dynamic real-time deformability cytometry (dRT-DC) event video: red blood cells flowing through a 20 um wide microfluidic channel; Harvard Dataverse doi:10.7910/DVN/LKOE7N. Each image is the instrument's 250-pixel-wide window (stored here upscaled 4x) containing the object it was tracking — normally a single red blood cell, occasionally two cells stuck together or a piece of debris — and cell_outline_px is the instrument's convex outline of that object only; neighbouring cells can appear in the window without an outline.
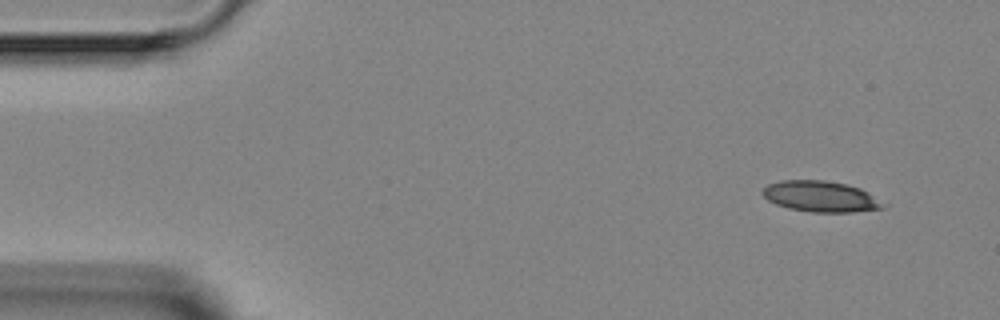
{"species": "Egyptian fruit bat (a non-hibernating species)", "species_latin": "Rousettus aegyptiacus", "temperature_condition": "room temperature", "stored_images_in_passage": 3, "camera_frame_rate_fps": 3000, "um_per_image_px": 0.085, "animal": {"sex": "female"}, "frame": {"image": 1, "passage_image": 1, "time_ms": 0.0, "image_size_px": [1000, 320], "cell_outline_px": [[888, 204], [884, 208], [852, 212], [812, 212], [788, 208], [776, 204], [768, 200], [760, 192], [768, 184], [780, 180], [824, 180], [844, 184], [860, 188], [868, 192]], "centroid_in_image_um": [69.77, 16.7], "position_along_channel_um": 15.2, "area_um2": 21.79}}
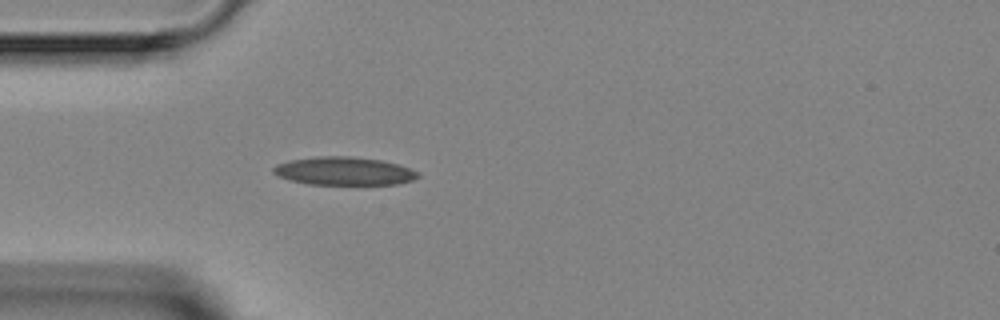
{"frame": {"image": 2, "passage_image": 3, "time_ms": 3.333, "image_size_px": [1000, 320], "cell_outline_px": [[420, 176], [412, 180], [396, 184], [308, 184], [288, 180], [276, 176], [272, 172], [272, 168], [276, 164], [288, 160], [316, 156], [352, 156], [380, 160], [396, 164], [420, 172]], "centroid_in_image_um": [29.17, 14.53], "position_along_channel_um": 55.8, "area_um2": 23.87}}